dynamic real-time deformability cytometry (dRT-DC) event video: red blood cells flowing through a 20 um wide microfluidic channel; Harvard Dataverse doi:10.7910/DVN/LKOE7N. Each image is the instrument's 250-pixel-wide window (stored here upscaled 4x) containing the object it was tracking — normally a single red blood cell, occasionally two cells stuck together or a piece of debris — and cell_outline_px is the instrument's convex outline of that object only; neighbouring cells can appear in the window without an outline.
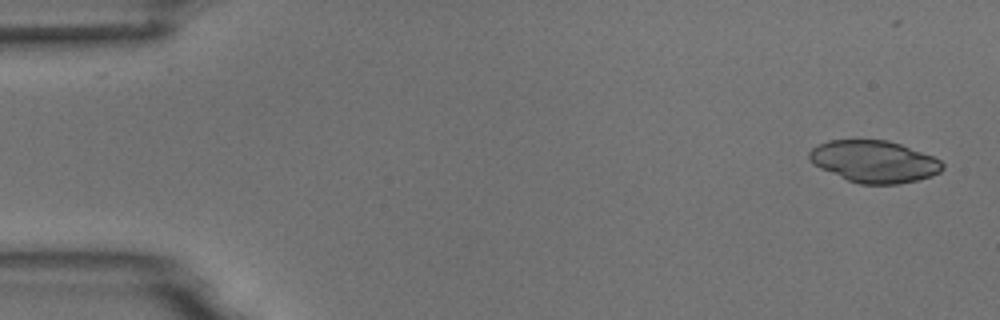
{"species": "common noctule bat (a hibernating species)", "species_latin": "Nyctalus noctula", "temperature_condition": "room temperature", "stored_images_in_passage": 9, "camera_frame_rate_fps": 3000, "um_per_image_px": 0.085, "animal": {"sex": "male", "body_mass_g": 18.8}, "frame": {"image": 1, "passage_image": 1, "time_ms": 0.0, "image_size_px": [1000, 320], "cell_outline_px": [[944, 168], [940, 172], [932, 176], [916, 180], [896, 184], [860, 184], [848, 180], [820, 168], [812, 164], [808, 160], [808, 152], [812, 148], [828, 140], [888, 140], [900, 144], [932, 156], [940, 160], [944, 164]], "centroid_in_image_um": [74.28, 13.73], "position_along_channel_um": 10.7, "area_um2": 32.48}}